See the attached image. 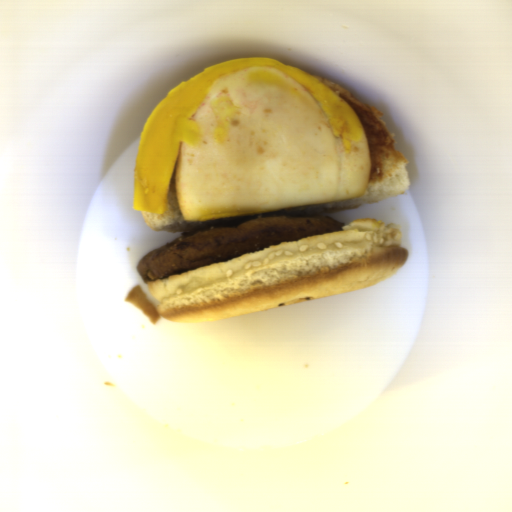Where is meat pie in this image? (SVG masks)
<instances>
[{
	"label": "meat pie",
	"mask_w": 512,
	"mask_h": 512,
	"mask_svg": "<svg viewBox=\"0 0 512 512\" xmlns=\"http://www.w3.org/2000/svg\"><path fill=\"white\" fill-rule=\"evenodd\" d=\"M342 228L341 220L313 213L226 222L184 232L150 250L140 257L136 270L143 282H152Z\"/></svg>",
	"instance_id": "meat-pie-1"
}]
</instances>
